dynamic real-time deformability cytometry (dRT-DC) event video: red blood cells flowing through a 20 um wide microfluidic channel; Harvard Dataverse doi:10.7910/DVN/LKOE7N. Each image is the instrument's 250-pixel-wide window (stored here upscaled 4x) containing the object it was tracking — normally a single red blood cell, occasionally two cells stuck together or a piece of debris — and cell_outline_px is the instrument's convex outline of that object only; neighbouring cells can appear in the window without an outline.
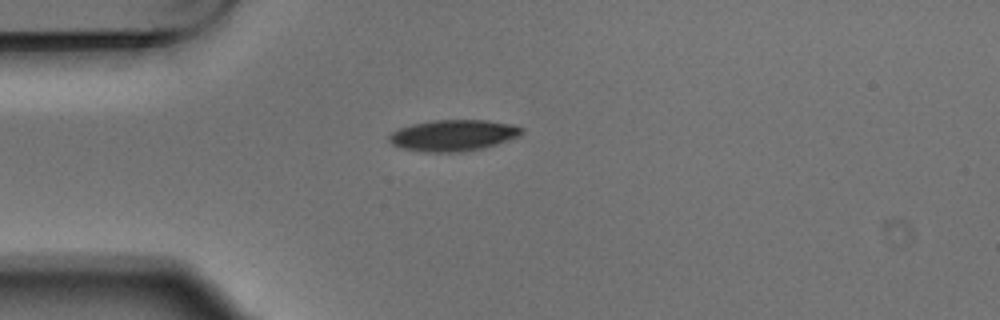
{"species": "Egyptian fruit bat (a non-hibernating species)", "species_latin": "Rousettus aegyptiacus", "temperature_condition": "warm", "stored_images_in_passage": 1, "camera_frame_rate_fps": 3000, "um_per_image_px": 0.085, "animal": {"sex": "male"}, "frame": {"image": 1, "passage_image": 1, "time_ms": 0.0, "image_size_px": [1000, 320], "cell_outline_px": [[524, 132], [516, 136], [496, 144], [480, 148], [460, 152], [424, 152], [400, 148], [392, 144], [388, 140], [388, 136], [392, 132], [400, 128], [412, 124], [432, 120], [488, 120], [512, 124], [524, 128]], "centroid_in_image_um": [38.49, 11.5], "position_along_channel_um": 46.5, "area_um2": 24.04}}